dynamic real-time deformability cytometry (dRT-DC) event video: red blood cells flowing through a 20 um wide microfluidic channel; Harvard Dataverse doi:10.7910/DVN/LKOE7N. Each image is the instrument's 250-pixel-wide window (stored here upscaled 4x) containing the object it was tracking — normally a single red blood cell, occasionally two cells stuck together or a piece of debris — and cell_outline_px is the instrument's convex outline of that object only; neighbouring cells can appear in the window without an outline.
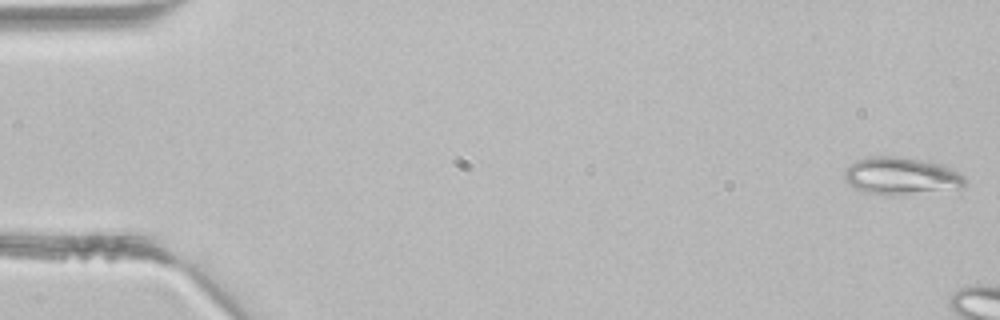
{"species": "common noctule bat (a hibernating species)", "species_latin": "Nyctalus noctula", "temperature_condition": "room temperature", "stored_images_in_passage": 3, "camera_frame_rate_fps": 3000, "um_per_image_px": 0.085, "animal": {"sex": "male", "body_mass_g": 21.5, "forearm_length_mm": 52.0}, "frame": {"image": 1, "passage_image": 1, "time_ms": 0.0, "image_size_px": [1000, 320], "cell_outline_px": [[964, 188], [892, 196], [864, 192], [848, 184], [844, 180], [844, 172], [856, 160], [868, 156], [896, 156], [936, 164], [948, 168], [964, 176]], "centroid_in_image_um": [76.54, 14.98], "position_along_channel_um": 8.5, "area_um2": 25.95}}